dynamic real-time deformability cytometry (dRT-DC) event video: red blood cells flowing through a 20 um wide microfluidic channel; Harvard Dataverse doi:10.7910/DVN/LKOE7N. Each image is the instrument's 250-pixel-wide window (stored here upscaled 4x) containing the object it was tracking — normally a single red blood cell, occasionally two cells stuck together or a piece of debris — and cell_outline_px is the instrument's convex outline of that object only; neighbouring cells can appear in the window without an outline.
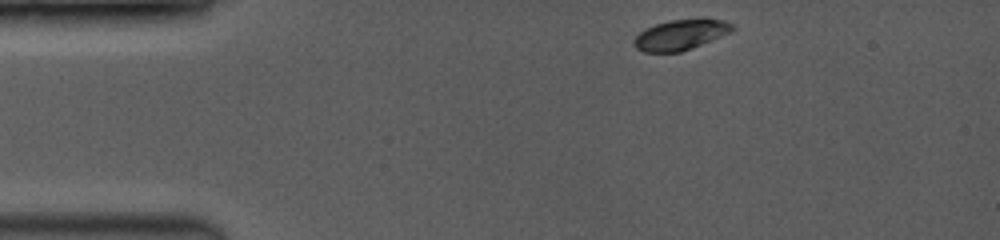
{"species": "common noctule bat (a hibernating species)", "species_latin": "Nyctalus noctula", "temperature_condition": "room temperature", "stored_images_in_passage": 44, "camera_frame_rate_fps": 3500, "um_per_image_px": 0.085, "animal": {"sex": "female", "body_mass_g": 19.0, "forearm_length_mm": 53.3}, "frame": {"image": 1, "passage_image": 1, "time_ms": 0.0, "image_size_px": [1000, 240], "cell_outline_px": [[736, 28], [732, 32], [680, 52], [644, 52], [636, 48], [632, 44], [636, 36], [640, 32], [656, 24], [672, 20], [724, 20], [732, 24]], "centroid_in_image_um": [57.84, 2.97], "position_along_channel_um": 27.2, "area_um2": 16.94}}
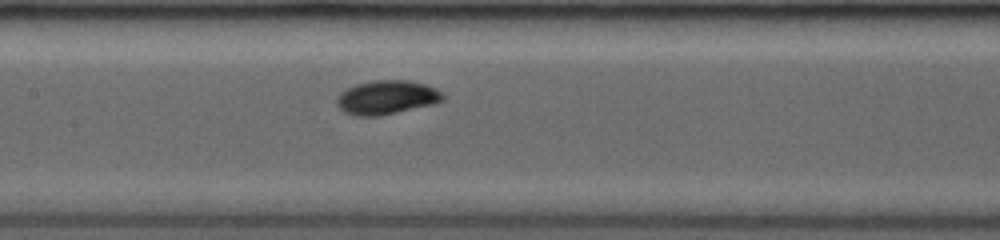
{"frame": {"image": 2, "passage_image": 19, "time_ms": 5.143, "image_size_px": [1000, 240], "cell_outline_px": [[444, 100], [436, 104], [380, 116], [356, 116], [344, 112], [336, 104], [336, 96], [340, 92], [356, 84], [372, 80], [408, 80], [424, 84], [436, 88], [444, 92]], "centroid_in_image_um": [32.89, 8.28], "position_along_channel_um": 174.5, "area_um2": 21.33}}
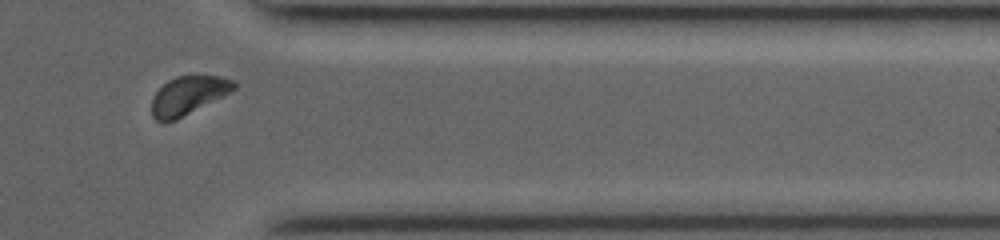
{"frame": {"image": 3, "passage_image": 38, "time_ms": 10.571, "image_size_px": [1000, 240], "cell_outline_px": [[236, 88], [224, 96], [176, 120], [164, 124], [160, 124], [152, 116], [152, 96], [168, 80], [176, 76], [220, 76], [236, 80]], "centroid_in_image_um": [15.99, 8.14], "position_along_channel_um": 395.4, "area_um2": 18.67}, "authors_computed_cell_mechanics": {"area_um2": 19.074, "velocity_mm_per_s": 4.0922, "shape_relaxation_time_tau1_ms": 1.5586, "shape_relaxation_time_tau2_ms": null, "deformation_change_tau1": 0.1027, "deformation_change_tau2": null}}